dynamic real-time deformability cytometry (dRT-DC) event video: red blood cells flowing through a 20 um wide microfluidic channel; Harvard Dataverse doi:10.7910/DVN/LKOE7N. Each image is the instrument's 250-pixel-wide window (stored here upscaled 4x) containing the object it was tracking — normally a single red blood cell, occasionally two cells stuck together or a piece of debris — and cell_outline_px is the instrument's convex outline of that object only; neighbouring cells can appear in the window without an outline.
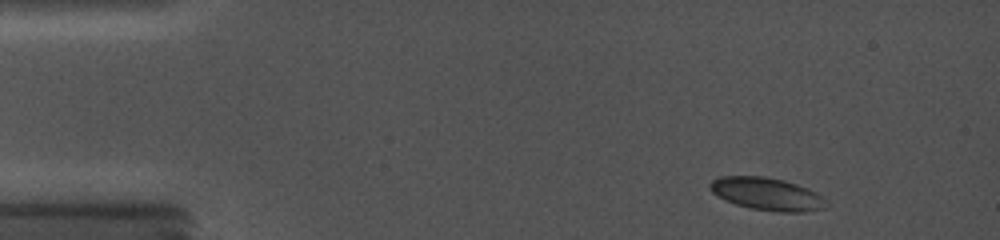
{"species": "common noctule bat (a hibernating species)", "species_latin": "Nyctalus noctula", "temperature_condition": "cold", "stored_images_in_passage": 6, "camera_frame_rate_fps": 5000, "um_per_image_px": 0.085, "animal": {"sex": "female", "body_mass_g": 19.0, "forearm_length_mm": 56.7}, "frame": {"image": 1, "passage_image": 1, "time_ms": 0.0, "image_size_px": [1000, 240], "cell_outline_px": [[824, 208], [804, 212], [780, 212], [752, 208], [736, 204], [724, 200], [712, 192], [708, 188], [708, 184], [712, 180], [720, 176], [764, 176], [784, 180], [808, 188], [824, 196]], "centroid_in_image_um": [65.16, 16.47], "position_along_channel_um": 19.8, "area_um2": 22.08}}